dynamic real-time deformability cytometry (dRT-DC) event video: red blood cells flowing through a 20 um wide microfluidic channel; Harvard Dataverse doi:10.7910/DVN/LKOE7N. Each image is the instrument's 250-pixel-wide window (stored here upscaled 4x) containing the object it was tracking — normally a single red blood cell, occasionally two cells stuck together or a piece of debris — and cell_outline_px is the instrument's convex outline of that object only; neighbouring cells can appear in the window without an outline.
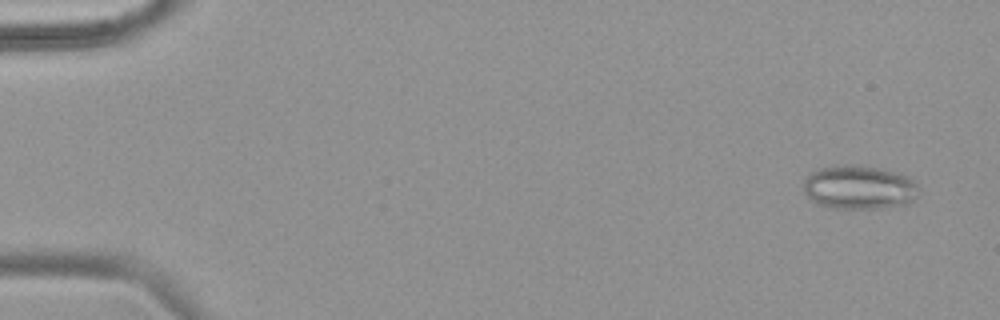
{"species": "common noctule bat (a hibernating species)", "species_latin": "Nyctalus noctula", "temperature_condition": "warm", "stored_images_in_passage": 13, "camera_frame_rate_fps": 3000, "um_per_image_px": 0.085, "animal": {"sex": "female", "body_mass_g": 18.4}, "frame": {"image": 1, "passage_image": 3, "time_ms": 0.667, "image_size_px": [1000, 320], "cell_outline_px": [[920, 192], [912, 200], [904, 204], [876, 208], [836, 208], [820, 204], [808, 196], [804, 192], [800, 184], [812, 172], [820, 168], [848, 164], [852, 164], [876, 168], [892, 172], [904, 176], [912, 180], [916, 184]], "centroid_in_image_um": [72.98, 15.92], "position_along_channel_um": 12.0, "area_um2": 28.9}}